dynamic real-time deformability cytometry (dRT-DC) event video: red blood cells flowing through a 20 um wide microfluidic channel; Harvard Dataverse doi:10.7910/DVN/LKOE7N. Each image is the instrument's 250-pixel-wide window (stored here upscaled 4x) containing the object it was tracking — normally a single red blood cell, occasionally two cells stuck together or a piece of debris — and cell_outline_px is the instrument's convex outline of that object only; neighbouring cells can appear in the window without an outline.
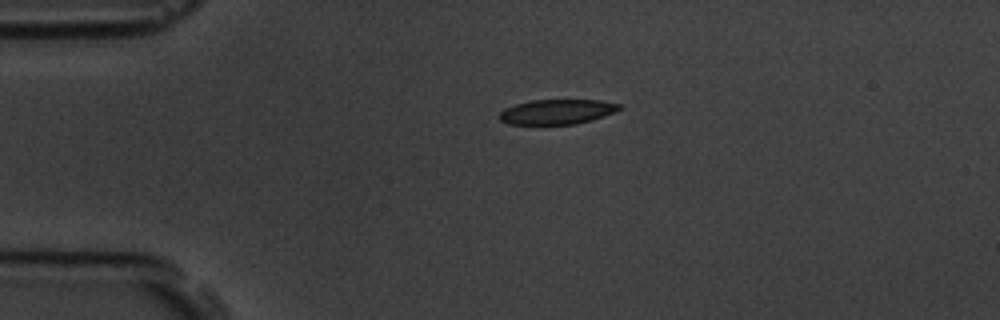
{"species": "common noctule bat (a hibernating species)", "species_latin": "Nyctalus noctula", "temperature_condition": "room temperature", "stored_images_in_passage": 2, "camera_frame_rate_fps": 3000, "um_per_image_px": 0.085, "animal": {"sex": "male", "body_mass_g": 19.5, "forearm_length_mm": 54.6}, "frame": {"image": 1, "passage_image": 1, "time_ms": 0.0, "image_size_px": [1000, 320], "cell_outline_px": [[624, 108], [604, 116], [576, 124], [508, 124], [500, 120], [500, 112], [504, 108], [516, 104], [532, 100], [600, 100], [620, 104]], "centroid_in_image_um": [47.36, 9.5], "position_along_channel_um": 37.6, "area_um2": 17.34}}